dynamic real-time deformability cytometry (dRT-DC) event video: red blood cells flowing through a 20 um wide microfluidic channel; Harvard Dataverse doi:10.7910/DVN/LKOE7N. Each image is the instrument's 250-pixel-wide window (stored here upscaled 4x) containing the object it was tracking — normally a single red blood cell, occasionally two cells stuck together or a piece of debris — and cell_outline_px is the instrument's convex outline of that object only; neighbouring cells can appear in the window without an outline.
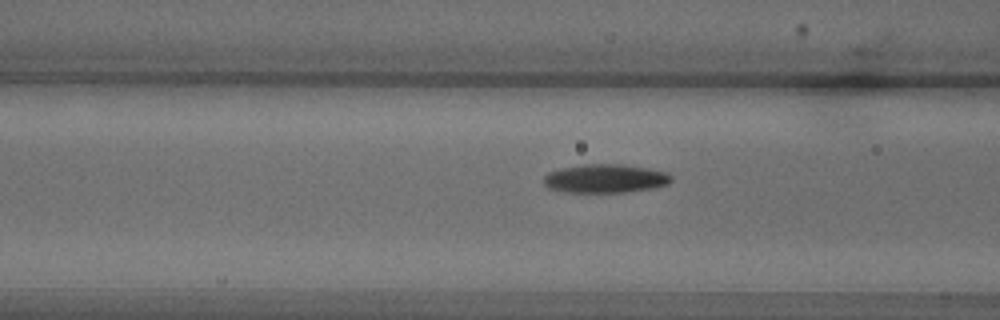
{"species": "common noctule bat (a hibernating species)", "species_latin": "Nyctalus noctula", "temperature_condition": "warm", "stored_images_in_passage": 12, "camera_frame_rate_fps": 3000, "um_per_image_px": 0.085, "animal": {"sex": "male", "body_mass_g": 18.8}, "frame": {"image": 1, "passage_image": 10, "time_ms": 3.0, "image_size_px": [1000, 320], "cell_outline_px": [[672, 180], [668, 184], [652, 188], [624, 192], [564, 192], [548, 188], [544, 184], [544, 176], [548, 172], [560, 168], [584, 164], [624, 164], [648, 168], [668, 172], [672, 176]], "centroid_in_image_um": [51.45, 15.17], "position_along_channel_um": 115.2, "area_um2": 21.44}}